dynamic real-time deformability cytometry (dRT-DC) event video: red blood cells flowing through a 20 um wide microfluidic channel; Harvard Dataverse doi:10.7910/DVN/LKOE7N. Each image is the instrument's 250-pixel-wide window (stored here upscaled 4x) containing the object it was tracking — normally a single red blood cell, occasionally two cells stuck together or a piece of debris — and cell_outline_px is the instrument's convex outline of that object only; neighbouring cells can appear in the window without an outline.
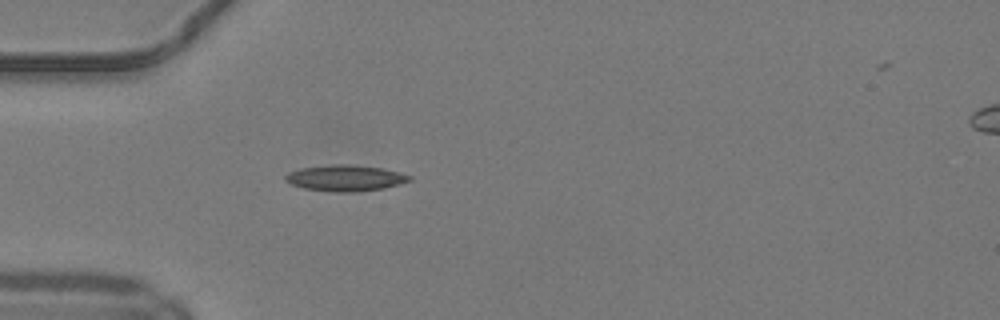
{"species": "common noctule bat (a hibernating species)", "species_latin": "Nyctalus noctula", "temperature_condition": "warm", "stored_images_in_passage": 35, "camera_frame_rate_fps": 3000, "um_per_image_px": 0.085, "animal": {"sex": "male", "body_mass_g": 19.2, "forearm_length_mm": 51.8}, "frame": {"image": 1, "passage_image": 1, "time_ms": 0.0, "image_size_px": [1000, 320], "cell_outline_px": [[412, 180], [400, 184], [384, 188], [352, 192], [336, 192], [304, 188], [292, 184], [284, 180], [284, 176], [288, 172], [300, 168], [332, 164], [352, 164], [380, 168], [400, 172], [412, 176]], "centroid_in_image_um": [29.35, 15.12], "position_along_channel_um": 55.6, "area_um2": 18.9}}
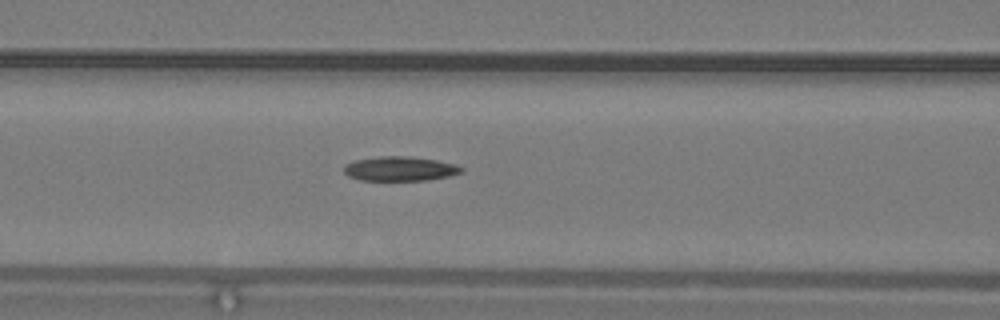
{"frame": {"image": 2, "passage_image": 7, "time_ms": 2.0, "image_size_px": [1000, 320], "cell_outline_px": [[464, 172], [448, 176], [428, 180], [360, 180], [348, 176], [344, 172], [344, 164], [356, 160], [380, 156], [408, 156], [436, 160], [456, 164], [464, 168]], "centroid_in_image_um": [34.01, 14.34], "position_along_channel_um": 132.6, "area_um2": 16.76}}
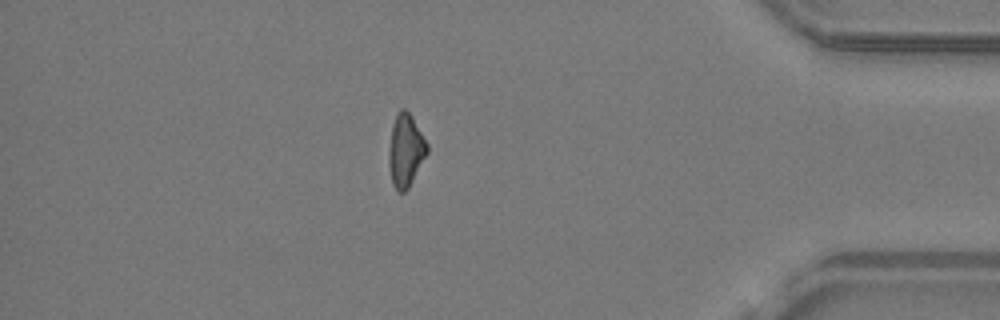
{"frame": {"image": 3, "passage_image": 29, "time_ms": 9.333, "image_size_px": [1000, 320], "cell_outline_px": [[428, 152], [408, 188], [404, 192], [400, 192], [392, 184], [388, 164], [388, 152], [392, 124], [396, 112], [400, 108], [404, 108], [412, 116], [428, 144]], "centroid_in_image_um": [34.46, 12.75], "position_along_channel_um": 400.7, "area_um2": 16.3}, "authors_computed_cell_mechanics": {"area_um2": 16.6464, "velocity_mm_per_s": 4.1726, "shape_relaxation_time_tau1_ms": 6.1533, "shape_relaxation_time_tau2_ms": null, "deformation_change_tau1": 0.1743, "deformation_change_tau2": null}}